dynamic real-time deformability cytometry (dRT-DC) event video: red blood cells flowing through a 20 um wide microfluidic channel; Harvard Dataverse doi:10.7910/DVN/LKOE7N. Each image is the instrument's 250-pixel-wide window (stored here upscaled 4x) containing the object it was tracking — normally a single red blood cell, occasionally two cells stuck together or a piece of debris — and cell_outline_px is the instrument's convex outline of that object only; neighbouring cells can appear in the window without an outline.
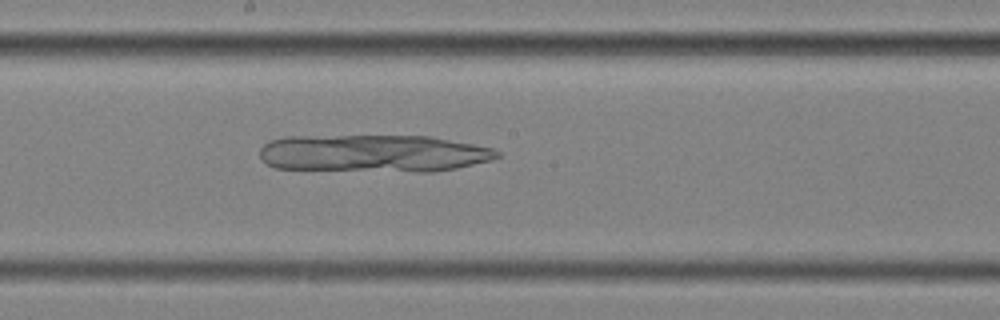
{"species": "common noctule bat (a hibernating species)", "species_latin": "Nyctalus noctula", "temperature_condition": "cold", "stored_images_in_passage": 56, "camera_frame_rate_fps": 3000, "um_per_image_px": 0.085, "animal": {"sex": "female", "body_mass_g": 25.1}, "frame": {"image": 1, "passage_image": 31, "time_ms": 10.0, "image_size_px": [1000, 320], "cell_outline_px": [[500, 156], [492, 160], [456, 168], [432, 172], [416, 172], [272, 168], [260, 156], [260, 148], [268, 140], [284, 136], [432, 136], [492, 148], [500, 152]], "centroid_in_image_um": [31.73, 13.04], "position_along_channel_um": 216.5, "area_um2": 52.14}}
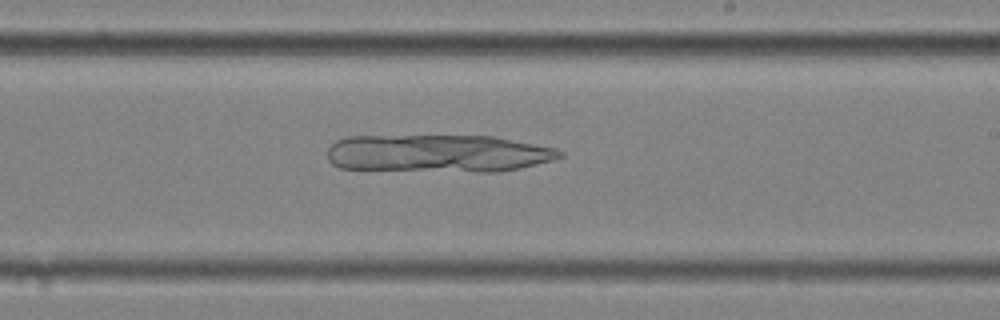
{"frame": {"image": 2, "passage_image": 34, "time_ms": 11.0, "image_size_px": [1000, 320], "cell_outline_px": [[564, 156], [552, 160], [520, 168], [500, 172], [476, 172], [340, 168], [332, 164], [328, 160], [328, 148], [336, 140], [344, 136], [496, 136], [556, 148], [564, 152]], "centroid_in_image_um": [37.25, 13.04], "position_along_channel_um": 251.7, "area_um2": 51.44}}